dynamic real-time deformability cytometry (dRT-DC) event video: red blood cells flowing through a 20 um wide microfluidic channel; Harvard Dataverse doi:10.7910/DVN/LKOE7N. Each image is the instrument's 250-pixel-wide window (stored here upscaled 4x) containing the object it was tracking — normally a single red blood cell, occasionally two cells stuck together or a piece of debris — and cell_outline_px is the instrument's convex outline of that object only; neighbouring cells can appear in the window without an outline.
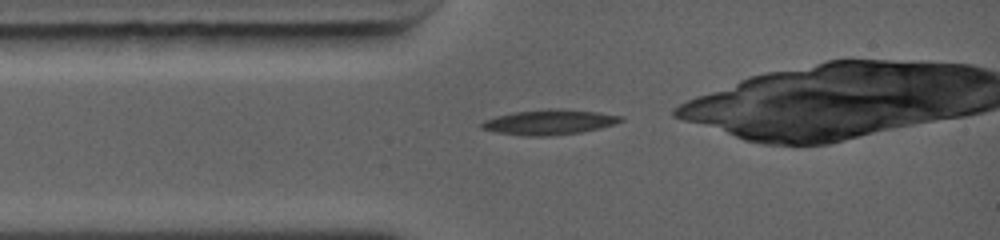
{"species": "common noctule bat (a hibernating species)", "species_latin": "Nyctalus noctula", "temperature_condition": "warm", "stored_images_in_passage": 2, "camera_frame_rate_fps": 5000, "um_per_image_px": 0.085, "animal": {"sex": "female", "body_mass_g": 19.0, "forearm_length_mm": 56.7}, "frame": {"image": 1, "passage_image": 1, "time_ms": 0.0, "image_size_px": [1000, 240], "cell_outline_px": [[624, 120], [600, 128], [580, 132], [552, 136], [524, 136], [496, 132], [480, 128], [480, 124], [484, 120], [496, 116], [512, 112], [548, 108], [560, 108], [600, 112], [624, 116]], "centroid_in_image_um": [46.68, 10.37], "position_along_channel_um": 38.3, "area_um2": 20.58}}